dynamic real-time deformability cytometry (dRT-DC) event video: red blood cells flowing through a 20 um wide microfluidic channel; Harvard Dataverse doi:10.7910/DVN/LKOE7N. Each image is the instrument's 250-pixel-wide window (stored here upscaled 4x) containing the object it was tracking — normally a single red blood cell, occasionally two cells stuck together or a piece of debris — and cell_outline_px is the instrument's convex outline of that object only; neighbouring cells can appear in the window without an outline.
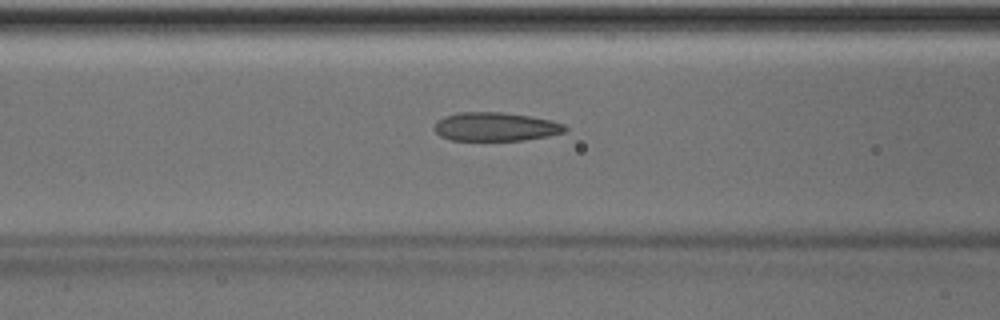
{"species": "Egyptian fruit bat (a non-hibernating species)", "species_latin": "Rousettus aegyptiacus", "temperature_condition": "room temperature", "stored_images_in_passage": 7, "camera_frame_rate_fps": 3000, "um_per_image_px": 0.085, "animal": {"sex": "male"}, "frame": {"image": 1, "passage_image": 5, "time_ms": 1.333, "image_size_px": [1000, 320], "cell_outline_px": [[568, 128], [564, 132], [548, 136], [524, 140], [448, 140], [440, 136], [432, 128], [444, 116], [456, 112], [500, 112], [532, 116], [552, 120], [564, 124]], "centroid_in_image_um": [42.13, 10.77], "position_along_channel_um": 124.5, "area_um2": 21.96}}